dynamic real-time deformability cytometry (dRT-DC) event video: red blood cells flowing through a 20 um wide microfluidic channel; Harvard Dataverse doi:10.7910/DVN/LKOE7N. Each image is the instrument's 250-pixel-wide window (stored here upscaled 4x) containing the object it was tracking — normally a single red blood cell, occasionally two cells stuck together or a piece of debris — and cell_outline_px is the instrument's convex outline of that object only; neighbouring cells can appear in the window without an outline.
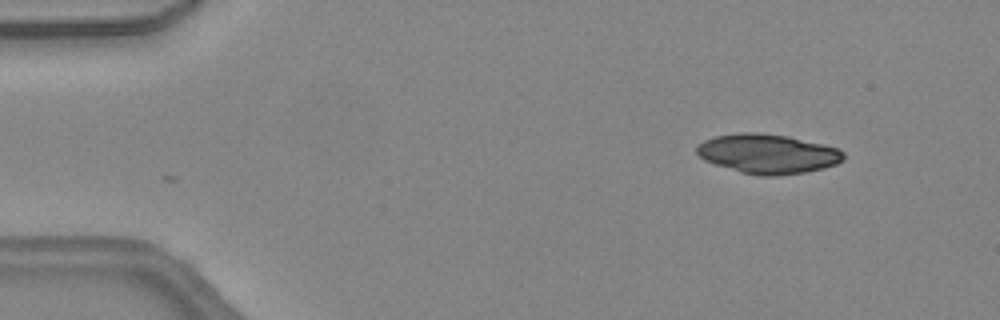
{"species": "common noctule bat (a hibernating species)", "species_latin": "Nyctalus noctula", "temperature_condition": "warm", "stored_images_in_passage": 11, "camera_frame_rate_fps": 3000, "um_per_image_px": 0.085, "animal": {"sex": "female", "body_mass_g": 24.6, "forearm_length_mm": 56.2}, "frame": {"image": 1, "passage_image": 1, "time_ms": 0.0, "image_size_px": [1000, 320], "cell_outline_px": [[844, 160], [836, 164], [824, 168], [804, 172], [776, 176], [760, 176], [740, 172], [704, 160], [696, 152], [696, 148], [704, 140], [716, 136], [736, 132], [756, 132], [788, 136], [824, 144], [840, 148], [844, 152]], "centroid_in_image_um": [65.29, 13.07], "position_along_channel_um": 19.7, "area_um2": 33.87}}